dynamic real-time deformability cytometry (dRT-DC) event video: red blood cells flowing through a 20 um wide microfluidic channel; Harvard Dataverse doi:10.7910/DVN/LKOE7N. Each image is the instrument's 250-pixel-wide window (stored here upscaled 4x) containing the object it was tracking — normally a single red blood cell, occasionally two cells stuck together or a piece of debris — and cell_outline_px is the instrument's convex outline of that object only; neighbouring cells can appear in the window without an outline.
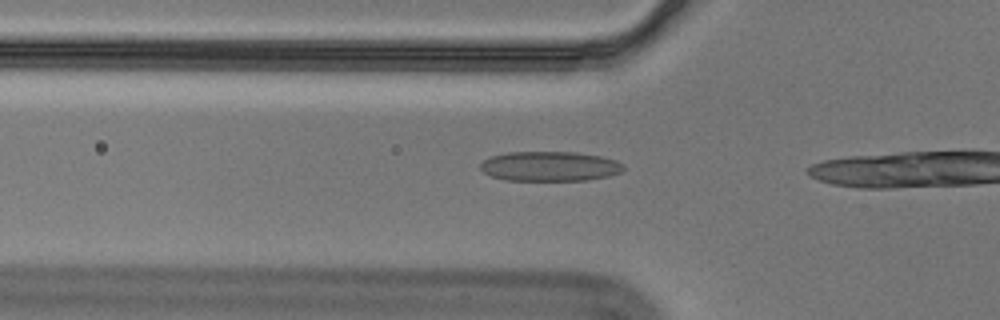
{"species": "Egyptian fruit bat (a non-hibernating species)", "species_latin": "Rousettus aegyptiacus", "temperature_condition": "cold", "stored_images_in_passage": 15, "camera_frame_rate_fps": 3000, "um_per_image_px": 0.085, "animal": {"sex": "male"}, "frame": {"image": 1, "passage_image": 13, "time_ms": 4.0, "image_size_px": [1000, 320], "cell_outline_px": [[624, 168], [620, 172], [608, 176], [588, 180], [504, 180], [492, 176], [484, 172], [480, 168], [480, 164], [484, 160], [492, 156], [508, 152], [576, 152], [600, 156], [616, 160], [624, 164]], "centroid_in_image_um": [46.74, 14.13], "position_along_channel_um": 79.1, "area_um2": 24.74}}